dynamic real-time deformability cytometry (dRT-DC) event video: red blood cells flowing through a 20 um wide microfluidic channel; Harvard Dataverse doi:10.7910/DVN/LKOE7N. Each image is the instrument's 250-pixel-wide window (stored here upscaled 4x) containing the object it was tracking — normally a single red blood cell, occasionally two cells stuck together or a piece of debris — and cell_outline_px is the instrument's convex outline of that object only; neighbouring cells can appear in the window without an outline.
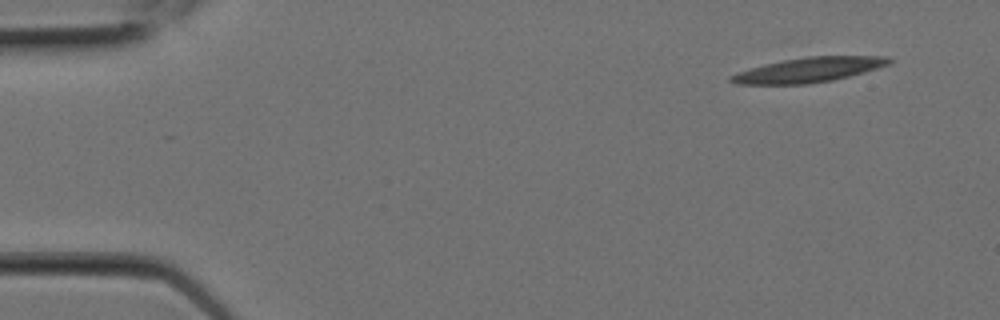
{"species": "Egyptian fruit bat (a non-hibernating species)", "species_latin": "Rousettus aegyptiacus", "temperature_condition": "room temperature", "stored_images_in_passage": 5, "camera_frame_rate_fps": 3000, "um_per_image_px": 0.085, "animal": {"sex": "female"}, "frame": {"image": 1, "passage_image": 1, "time_ms": 0.0, "image_size_px": [1000, 320], "cell_outline_px": [[892, 60], [888, 64], [864, 72], [832, 80], [808, 84], [736, 84], [728, 80], [728, 76], [736, 72], [764, 64], [804, 56], [888, 56]], "centroid_in_image_um": [68.69, 5.94], "position_along_channel_um": 16.3, "area_um2": 22.77}}
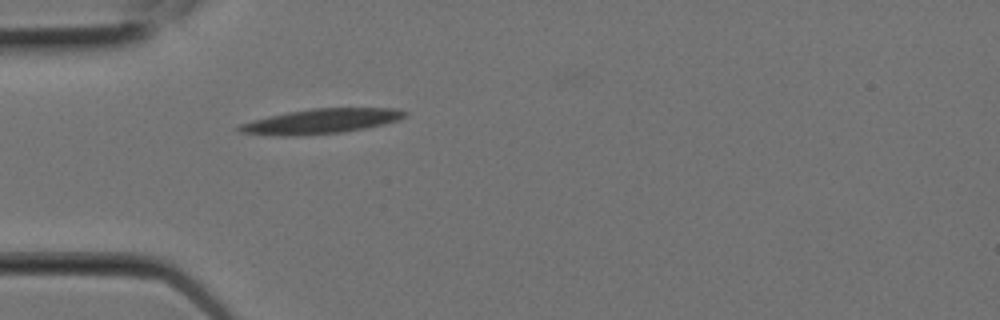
{"frame": {"image": 2, "passage_image": 5, "time_ms": 1.333, "image_size_px": [1000, 320], "cell_outline_px": [[408, 112], [400, 120], [384, 124], [344, 132], [296, 136], [280, 136], [240, 132], [232, 128], [240, 124], [268, 116], [288, 112], [312, 108], [396, 108]], "centroid_in_image_um": [27.27, 10.31], "position_along_channel_um": 57.7, "area_um2": 24.04}}